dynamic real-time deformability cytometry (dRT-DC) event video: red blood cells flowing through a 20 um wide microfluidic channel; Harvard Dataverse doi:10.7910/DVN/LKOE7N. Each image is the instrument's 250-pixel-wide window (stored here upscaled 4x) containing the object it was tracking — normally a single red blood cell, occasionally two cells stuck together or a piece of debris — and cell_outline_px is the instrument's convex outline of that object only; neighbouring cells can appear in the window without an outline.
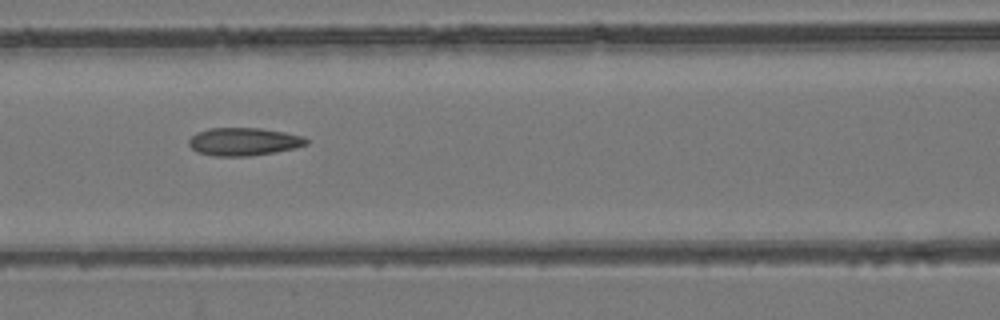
{"species": "common noctule bat (a hibernating species)", "species_latin": "Nyctalus noctula", "temperature_condition": "room temperature", "stored_images_in_passage": 7, "camera_frame_rate_fps": 3000, "um_per_image_px": 0.085, "animal": {"sex": "female", "body_mass_g": 24.6, "forearm_length_mm": 56.2}, "frame": {"image": 1, "passage_image": 3, "time_ms": 2.333, "image_size_px": [1000, 320], "cell_outline_px": [[308, 144], [296, 148], [276, 152], [248, 156], [212, 156], [196, 152], [188, 144], [188, 140], [196, 132], [208, 128], [260, 128], [284, 132], [304, 136], [308, 140]], "centroid_in_image_um": [20.71, 12.04], "position_along_channel_um": 145.9, "area_um2": 19.31}}
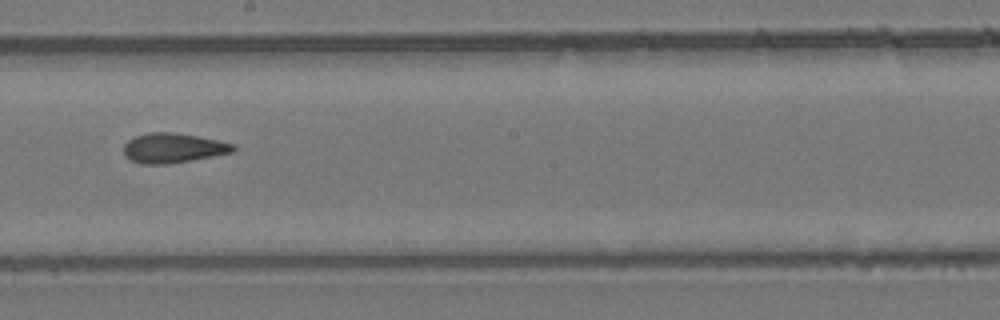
{"frame": {"image": 2, "passage_image": 5, "time_ms": 4.667, "image_size_px": [1000, 320], "cell_outline_px": [[236, 148], [232, 152], [192, 160], [168, 164], [140, 164], [124, 156], [124, 144], [128, 140], [136, 136], [148, 132], [172, 132], [196, 136], [236, 144]], "centroid_in_image_um": [14.69, 12.58], "position_along_channel_um": 233.5, "area_um2": 18.9}}
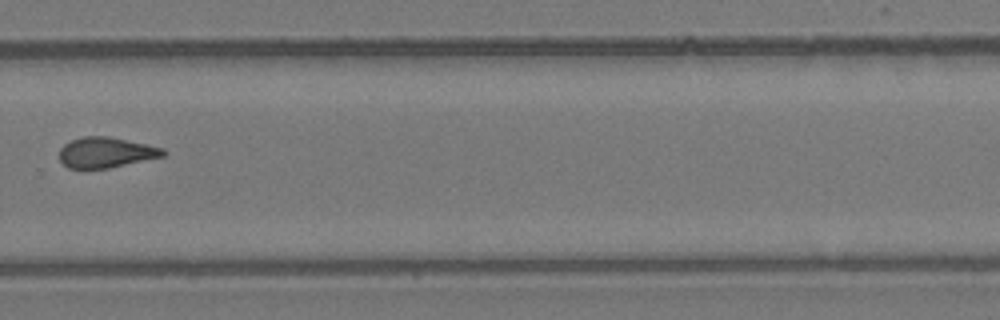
{"frame": {"image": 3, "passage_image": 7, "time_ms": 7.0, "image_size_px": [1000, 320], "cell_outline_px": [[168, 152], [164, 156], [108, 168], [68, 168], [60, 160], [60, 148], [64, 144], [72, 140], [84, 136], [108, 136], [164, 148]], "centroid_in_image_um": [9.02, 12.95], "position_along_channel_um": 320.8, "area_um2": 18.26}}